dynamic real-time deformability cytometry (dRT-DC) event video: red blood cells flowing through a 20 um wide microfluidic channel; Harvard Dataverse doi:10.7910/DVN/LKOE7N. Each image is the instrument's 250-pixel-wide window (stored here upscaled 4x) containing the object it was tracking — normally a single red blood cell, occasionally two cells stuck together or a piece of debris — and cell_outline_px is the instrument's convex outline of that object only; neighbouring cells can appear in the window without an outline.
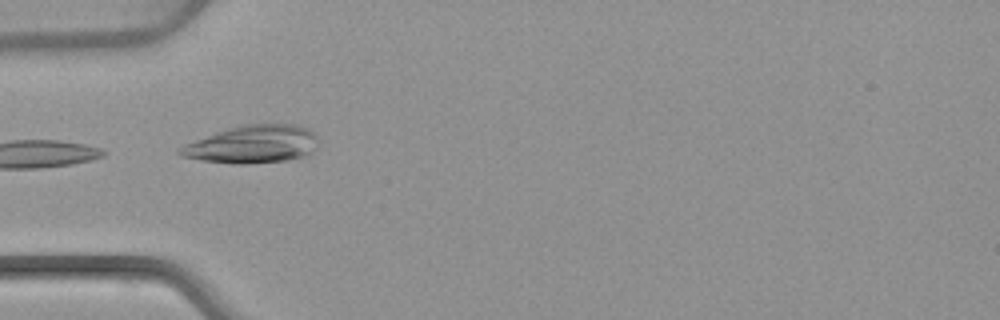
{"species": "common noctule bat (a hibernating species)", "species_latin": "Nyctalus noctula", "temperature_condition": "warm", "stored_images_in_passage": 4, "camera_frame_rate_fps": 3000, "um_per_image_px": 0.085, "animal": {"sex": "female", "body_mass_g": 22.7, "forearm_length_mm": 54.2}, "frame": {"image": 1, "passage_image": 3, "time_ms": 3.333, "image_size_px": [1000, 320], "cell_outline_px": [[316, 148], [312, 152], [304, 156], [288, 160], [248, 164], [236, 164], [200, 160], [180, 156], [176, 152], [176, 148], [184, 144], [228, 128], [240, 124], [296, 124], [308, 128], [316, 136]], "centroid_in_image_um": [21.43, 12.27], "position_along_channel_um": 63.6, "area_um2": 30.63}}
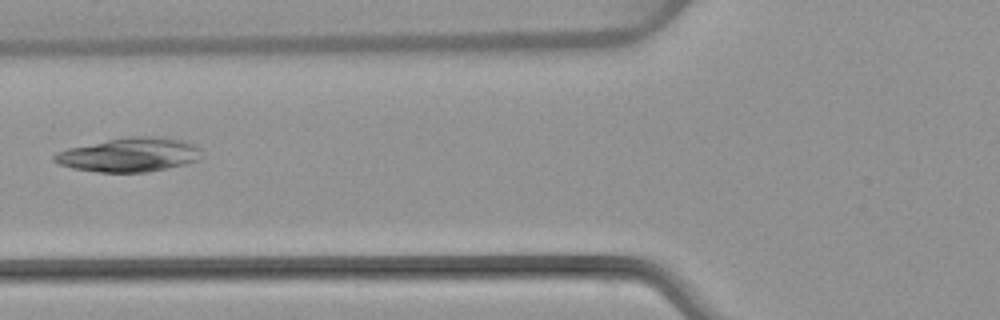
{"frame": {"image": 2, "passage_image": 4, "time_ms": 4.667, "image_size_px": [1000, 320], "cell_outline_px": [[200, 156], [196, 160], [184, 164], [148, 172], [96, 172], [72, 168], [60, 164], [52, 160], [52, 156], [56, 152], [68, 148], [128, 136], [160, 136], [180, 140], [192, 144], [200, 148]], "centroid_in_image_um": [10.96, 13.15], "position_along_channel_um": 114.8, "area_um2": 29.02}}